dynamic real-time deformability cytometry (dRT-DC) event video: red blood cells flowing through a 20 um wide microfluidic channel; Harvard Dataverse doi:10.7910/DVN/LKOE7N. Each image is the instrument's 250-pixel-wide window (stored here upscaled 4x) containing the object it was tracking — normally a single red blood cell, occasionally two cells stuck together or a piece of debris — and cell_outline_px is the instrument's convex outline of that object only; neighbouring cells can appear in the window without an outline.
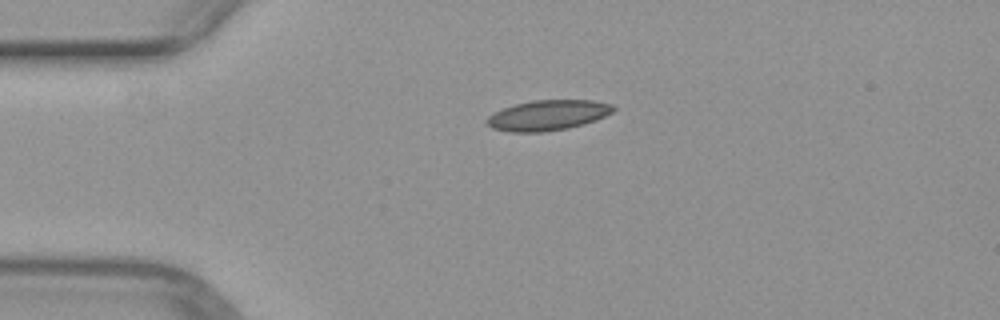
{"species": "common noctule bat (a hibernating species)", "species_latin": "Nyctalus noctula", "temperature_condition": "warm", "stored_images_in_passage": 40, "camera_frame_rate_fps": 3000, "um_per_image_px": 0.085, "animal": {"sex": "female", "body_mass_g": 29.2, "forearm_length_mm": 56.3}, "frame": {"image": 1, "passage_image": 1, "time_ms": 0.0, "image_size_px": [1000, 320], "cell_outline_px": [[616, 108], [612, 112], [596, 120], [584, 124], [568, 128], [540, 132], [512, 132], [492, 128], [484, 120], [492, 112], [516, 104], [532, 100], [592, 100], [612, 104]], "centroid_in_image_um": [46.55, 9.79], "position_along_channel_um": 38.4, "area_um2": 22.31}}
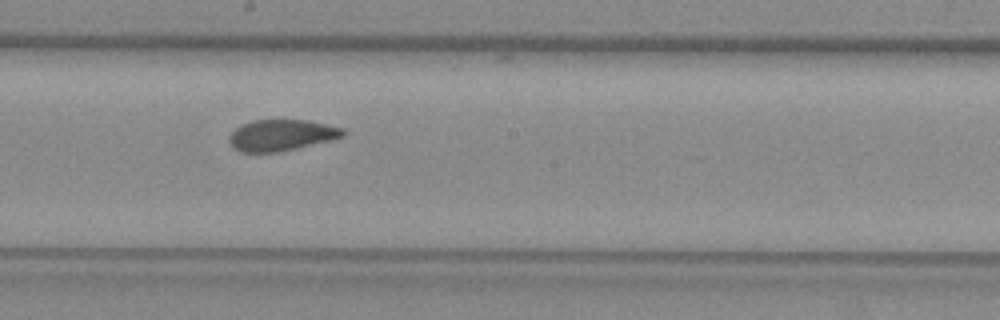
{"frame": {"image": 2, "passage_image": 17, "time_ms": 5.333, "image_size_px": [1000, 320], "cell_outline_px": [[344, 136], [332, 140], [276, 152], [244, 152], [236, 148], [228, 140], [228, 136], [240, 124], [252, 120], [308, 120], [344, 128]], "centroid_in_image_um": [23.92, 11.47], "position_along_channel_um": 224.3, "area_um2": 20.52}}
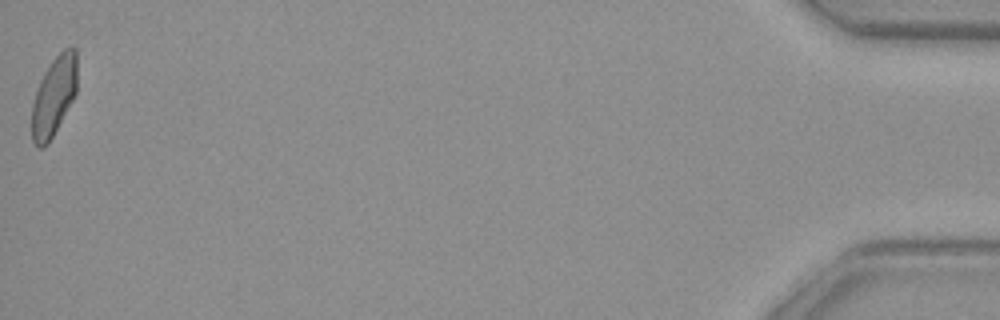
{"frame": {"image": 3, "passage_image": 40, "time_ms": 13.0, "image_size_px": [1000, 320], "cell_outline_px": [[76, 92], [72, 100], [48, 144], [44, 148], [40, 148], [32, 140], [32, 104], [40, 80], [44, 72], [52, 60], [64, 48], [76, 48]], "centroid_in_image_um": [4.57, 8.18], "position_along_channel_um": 430.6, "area_um2": 20.58}}